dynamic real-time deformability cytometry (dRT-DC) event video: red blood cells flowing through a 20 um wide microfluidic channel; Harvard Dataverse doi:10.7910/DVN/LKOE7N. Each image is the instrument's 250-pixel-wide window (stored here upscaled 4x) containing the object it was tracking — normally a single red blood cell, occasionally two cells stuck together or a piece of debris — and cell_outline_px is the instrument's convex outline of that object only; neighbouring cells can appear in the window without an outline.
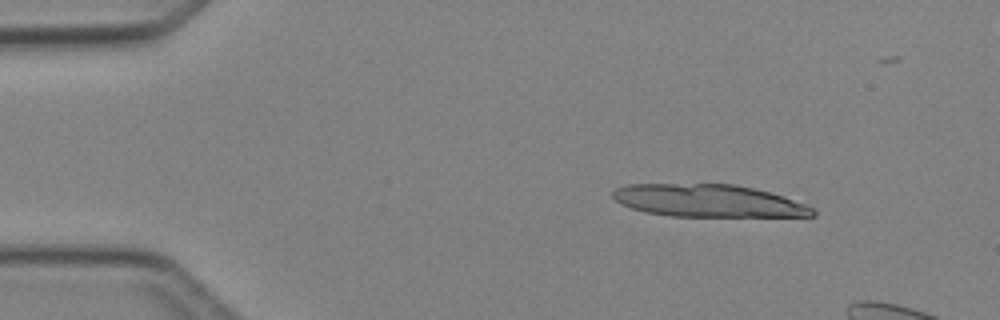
{"species": "Egyptian fruit bat (a non-hibernating species)", "species_latin": "Rousettus aegyptiacus", "temperature_condition": "cold", "stored_images_in_passage": 3, "camera_frame_rate_fps": 3000, "um_per_image_px": 0.085, "animal": {"sex": "female"}, "frame": {"image": 1, "passage_image": 1, "time_ms": 0.0, "image_size_px": [1000, 320], "cell_outline_px": [[816, 216], [668, 216], [648, 212], [632, 208], [616, 200], [612, 196], [612, 192], [616, 188], [628, 184], [736, 184], [784, 196], [816, 208]], "centroid_in_image_um": [60.25, 17.06], "position_along_channel_um": 24.8, "area_um2": 37.69}}